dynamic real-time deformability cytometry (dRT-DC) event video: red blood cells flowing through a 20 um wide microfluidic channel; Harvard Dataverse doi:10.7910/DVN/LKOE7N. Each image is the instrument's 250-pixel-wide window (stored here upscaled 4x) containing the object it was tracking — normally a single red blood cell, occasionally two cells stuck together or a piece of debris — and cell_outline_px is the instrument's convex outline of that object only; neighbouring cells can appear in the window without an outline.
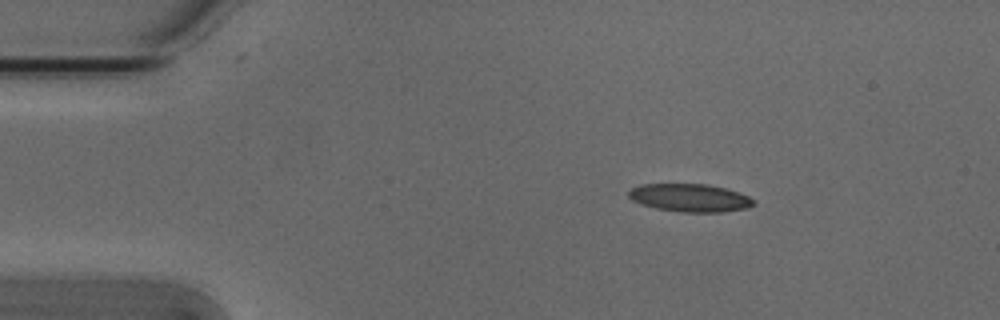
{"species": "Egyptian fruit bat (a non-hibernating species)", "species_latin": "Rousettus aegyptiacus", "temperature_condition": "cold", "stored_images_in_passage": 3, "camera_frame_rate_fps": 3000, "um_per_image_px": 0.085, "animal": {"sex": "male"}, "frame": {"image": 1, "passage_image": 1, "time_ms": 0.0, "image_size_px": [1000, 320], "cell_outline_px": [[756, 204], [748, 208], [724, 212], [684, 212], [656, 208], [640, 204], [632, 200], [628, 196], [628, 192], [632, 188], [640, 184], [708, 184], [740, 192], [756, 200]], "centroid_in_image_um": [58.68, 16.81], "position_along_channel_um": 26.3, "area_um2": 20.52}}
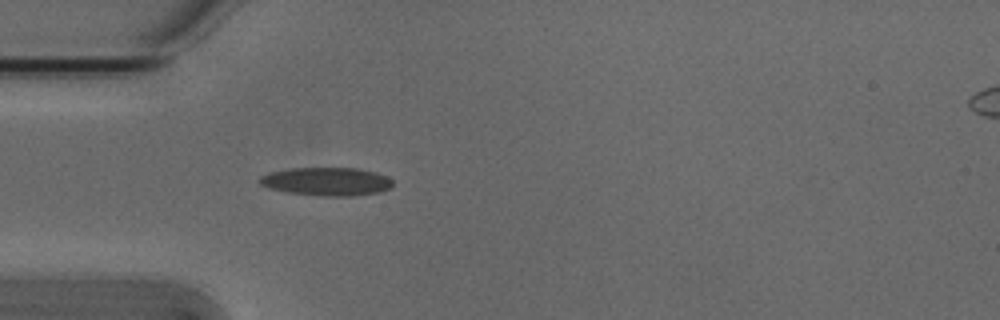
{"frame": {"image": 2, "passage_image": 3, "time_ms": 0.667, "image_size_px": [1000, 320], "cell_outline_px": [[392, 184], [388, 188], [380, 192], [352, 196], [320, 196], [288, 192], [268, 188], [260, 184], [256, 180], [260, 176], [268, 172], [292, 168], [356, 168], [376, 172], [392, 180]], "centroid_in_image_um": [27.7, 15.43], "position_along_channel_um": 57.3, "area_um2": 21.96}}